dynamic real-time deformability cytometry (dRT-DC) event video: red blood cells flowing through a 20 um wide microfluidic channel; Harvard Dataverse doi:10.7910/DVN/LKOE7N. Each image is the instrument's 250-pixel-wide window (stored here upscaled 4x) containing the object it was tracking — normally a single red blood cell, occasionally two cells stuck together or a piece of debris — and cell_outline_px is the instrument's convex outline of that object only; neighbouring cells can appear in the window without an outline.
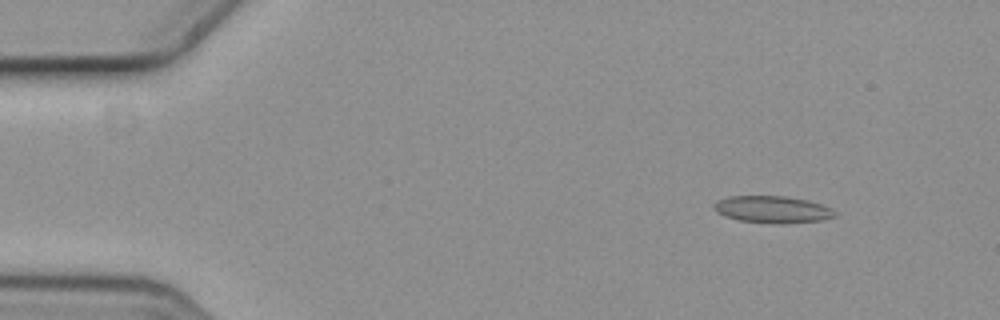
{"species": "common noctule bat (a hibernating species)", "species_latin": "Nyctalus noctula", "temperature_condition": "cold", "stored_images_in_passage": 4, "camera_frame_rate_fps": 3000, "um_per_image_px": 0.085, "animal": {"sex": "female", "body_mass_g": 19.3, "forearm_length_mm": 54.1}, "frame": {"image": 1, "passage_image": 1, "time_ms": 0.0, "image_size_px": [1000, 320], "cell_outline_px": [[836, 216], [824, 220], [784, 224], [776, 224], [740, 220], [724, 216], [716, 212], [712, 204], [716, 200], [728, 196], [788, 196], [808, 200], [832, 208], [836, 212]], "centroid_in_image_um": [65.66, 17.8], "position_along_channel_um": 19.3, "area_um2": 19.31}}
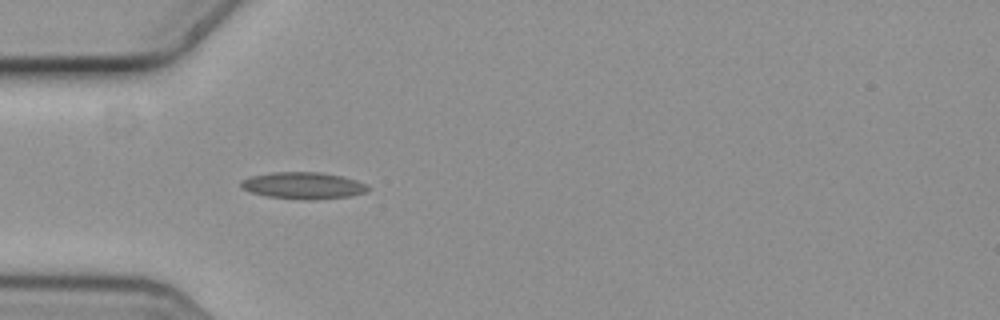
{"frame": {"image": 2, "passage_image": 4, "time_ms": 1.0, "image_size_px": [1000, 320], "cell_outline_px": [[372, 188], [368, 192], [352, 196], [316, 200], [304, 200], [268, 196], [248, 192], [240, 188], [240, 180], [252, 176], [272, 172], [320, 172], [340, 176], [356, 180], [368, 184]], "centroid_in_image_um": [25.8, 15.78], "position_along_channel_um": 59.2, "area_um2": 20.17}}